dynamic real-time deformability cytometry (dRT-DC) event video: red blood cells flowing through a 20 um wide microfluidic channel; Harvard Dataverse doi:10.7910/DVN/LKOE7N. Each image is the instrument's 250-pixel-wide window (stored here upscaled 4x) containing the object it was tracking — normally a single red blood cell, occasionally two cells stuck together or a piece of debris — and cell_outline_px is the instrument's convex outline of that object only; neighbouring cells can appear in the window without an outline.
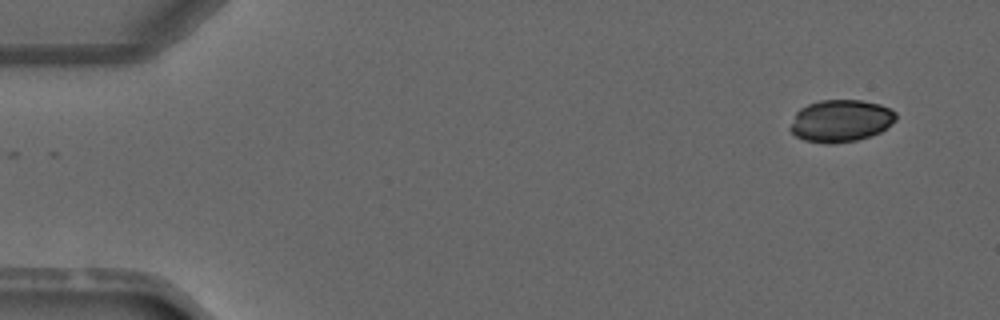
{"species": "common noctule bat (a hibernating species)", "species_latin": "Nyctalus noctula", "temperature_condition": "warm", "stored_images_in_passage": 5, "camera_frame_rate_fps": 3000, "um_per_image_px": 0.085, "animal": {"sex": "male", "forearm_length_mm": 52.5}, "frame": {"image": 1, "passage_image": 5, "time_ms": 5.0, "image_size_px": [1000, 320], "cell_outline_px": [[896, 120], [888, 128], [880, 132], [856, 140], [828, 144], [824, 144], [804, 140], [796, 136], [788, 128], [796, 112], [800, 108], [808, 104], [820, 100], [860, 100], [880, 104], [896, 112]], "centroid_in_image_um": [71.45, 10.27], "position_along_channel_um": 13.6, "area_um2": 26.07}}